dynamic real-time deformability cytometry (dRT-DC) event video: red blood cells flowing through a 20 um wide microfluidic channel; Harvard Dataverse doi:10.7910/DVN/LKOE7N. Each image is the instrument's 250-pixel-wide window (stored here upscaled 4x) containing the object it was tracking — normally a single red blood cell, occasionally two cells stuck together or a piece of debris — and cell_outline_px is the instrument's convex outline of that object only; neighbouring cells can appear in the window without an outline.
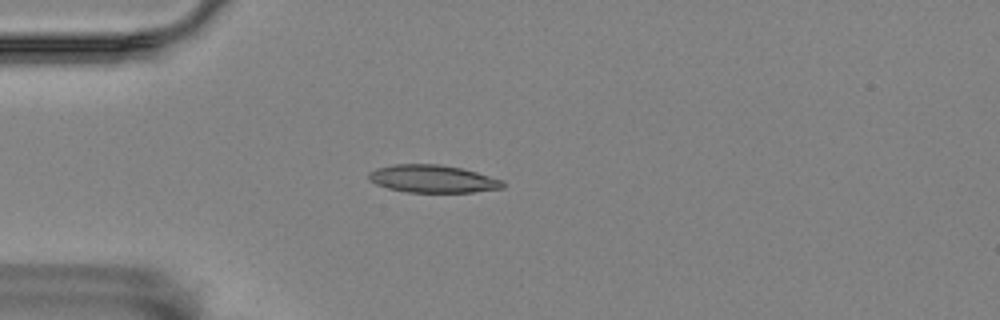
{"species": "Egyptian fruit bat (a non-hibernating species)", "species_latin": "Rousettus aegyptiacus", "temperature_condition": "room temperature", "stored_images_in_passage": 12, "camera_frame_rate_fps": 3000, "um_per_image_px": 0.085, "animal": {"sex": "female"}, "frame": {"image": 1, "passage_image": 2, "time_ms": 0.333, "image_size_px": [1000, 320], "cell_outline_px": [[504, 188], [472, 192], [408, 192], [388, 188], [376, 184], [368, 180], [368, 172], [376, 168], [392, 164], [440, 164], [460, 168], [476, 172], [504, 180]], "centroid_in_image_um": [36.76, 15.19], "position_along_channel_um": 48.2, "area_um2": 21.68}}
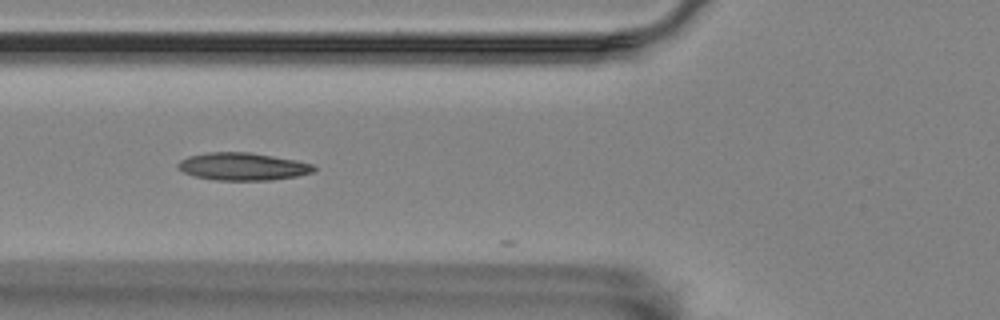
{"frame": {"image": 2, "passage_image": 8, "time_ms": 2.333, "image_size_px": [1000, 320], "cell_outline_px": [[316, 168], [312, 172], [296, 176], [272, 180], [216, 180], [196, 176], [184, 172], [176, 168], [176, 164], [180, 160], [188, 156], [208, 152], [252, 152], [296, 160], [312, 164]], "centroid_in_image_um": [20.6, 14.14], "position_along_channel_um": 105.2, "area_um2": 21.85}}
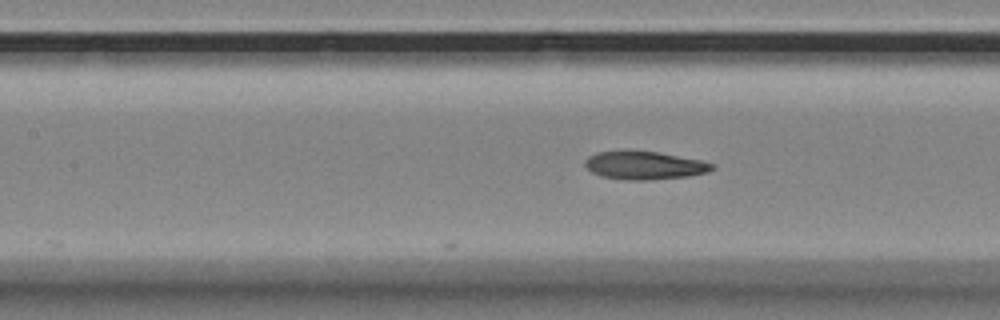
{"frame": {"image": 3, "passage_image": 12, "time_ms": 3.667, "image_size_px": [1000, 320], "cell_outline_px": [[716, 168], [708, 172], [688, 176], [648, 180], [628, 180], [600, 176], [592, 172], [584, 164], [584, 160], [588, 156], [596, 152], [656, 152], [700, 160], [712, 164]], "centroid_in_image_um": [54.77, 14.08], "position_along_channel_um": 152.6, "area_um2": 20.4}}